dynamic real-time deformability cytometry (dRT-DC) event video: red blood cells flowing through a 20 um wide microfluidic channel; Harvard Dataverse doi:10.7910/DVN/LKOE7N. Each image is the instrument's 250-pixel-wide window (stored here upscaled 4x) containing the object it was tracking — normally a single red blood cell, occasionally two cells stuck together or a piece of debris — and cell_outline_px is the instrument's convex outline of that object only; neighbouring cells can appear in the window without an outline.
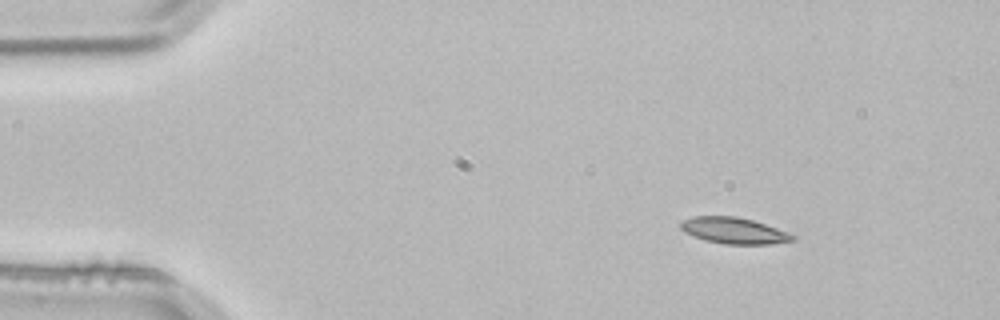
{"species": "common noctule bat (a hibernating species)", "species_latin": "Nyctalus noctula", "temperature_condition": "room temperature", "stored_images_in_passage": 3, "camera_frame_rate_fps": 3000, "um_per_image_px": 0.085, "animal": {"sex": "male", "body_mass_g": 21.5, "forearm_length_mm": 52.0}, "frame": {"image": 1, "passage_image": 1, "time_ms": 0.0, "image_size_px": [1000, 320], "cell_outline_px": [[796, 240], [772, 244], [724, 244], [704, 240], [684, 232], [680, 228], [680, 220], [692, 216], [736, 216], [752, 220], [788, 232], [796, 236]], "centroid_in_image_um": [62.36, 19.6], "position_along_channel_um": 22.6, "area_um2": 17.22}}
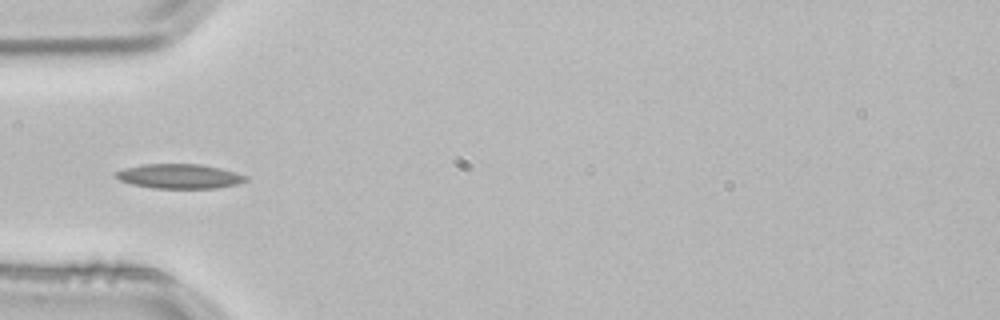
{"frame": {"image": 2, "passage_image": 3, "time_ms": 0.667, "image_size_px": [1000, 320], "cell_outline_px": [[248, 180], [236, 184], [216, 188], [152, 188], [132, 184], [120, 180], [112, 176], [116, 172], [124, 168], [144, 164], [200, 164], [220, 168], [248, 176]], "centroid_in_image_um": [15.23, 14.98], "position_along_channel_um": 69.8, "area_um2": 18.55}}